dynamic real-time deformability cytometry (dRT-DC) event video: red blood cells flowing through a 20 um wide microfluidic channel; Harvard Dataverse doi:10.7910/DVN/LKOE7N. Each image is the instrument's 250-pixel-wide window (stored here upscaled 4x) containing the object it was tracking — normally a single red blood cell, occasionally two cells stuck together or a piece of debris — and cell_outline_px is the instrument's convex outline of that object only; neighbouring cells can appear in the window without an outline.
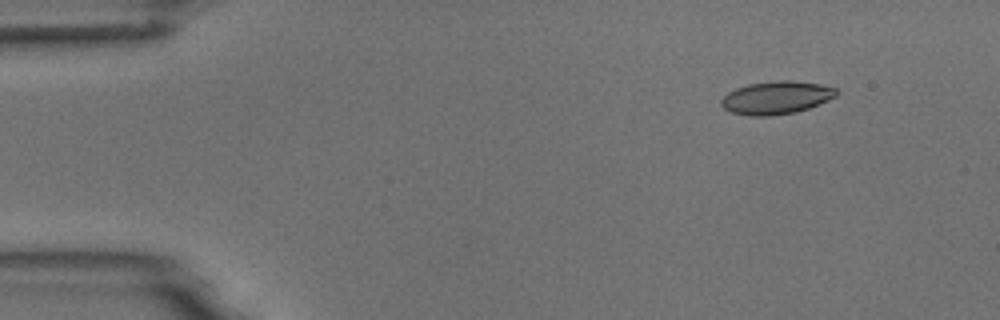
{"species": "common noctule bat (a hibernating species)", "species_latin": "Nyctalus noctula", "temperature_condition": "room temperature", "stored_images_in_passage": 5, "camera_frame_rate_fps": 3000, "um_per_image_px": 0.085, "animal": {"sex": "male", "body_mass_g": 18.8}, "frame": {"image": 1, "passage_image": 2, "time_ms": 1.333, "image_size_px": [1000, 320], "cell_outline_px": [[840, 92], [836, 96], [828, 100], [808, 108], [796, 112], [772, 116], [748, 116], [732, 112], [724, 108], [720, 104], [720, 100], [728, 92], [736, 88], [748, 84], [776, 80], [792, 80], [820, 84], [836, 88]], "centroid_in_image_um": [65.98, 8.3], "position_along_channel_um": 19.0, "area_um2": 22.25}}
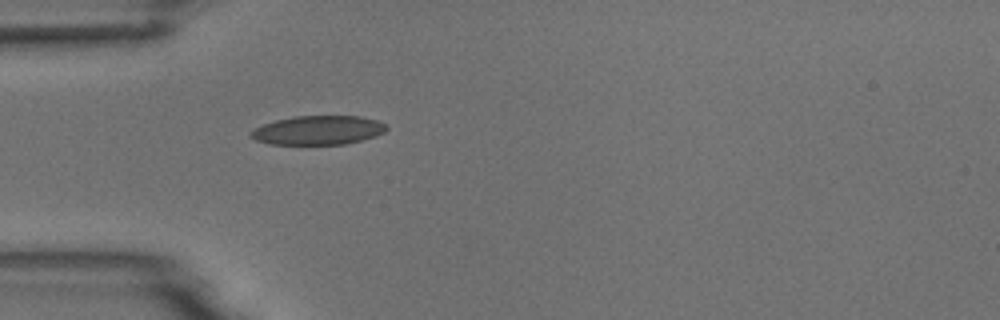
{"frame": {"image": 2, "passage_image": 5, "time_ms": 4.667, "image_size_px": [1000, 320], "cell_outline_px": [[388, 128], [384, 132], [376, 136], [344, 144], [268, 144], [256, 140], [248, 136], [248, 132], [264, 124], [276, 120], [292, 116], [360, 116], [376, 120], [388, 124]], "centroid_in_image_um": [27.03, 11.06], "position_along_channel_um": 58.0, "area_um2": 23.0}}